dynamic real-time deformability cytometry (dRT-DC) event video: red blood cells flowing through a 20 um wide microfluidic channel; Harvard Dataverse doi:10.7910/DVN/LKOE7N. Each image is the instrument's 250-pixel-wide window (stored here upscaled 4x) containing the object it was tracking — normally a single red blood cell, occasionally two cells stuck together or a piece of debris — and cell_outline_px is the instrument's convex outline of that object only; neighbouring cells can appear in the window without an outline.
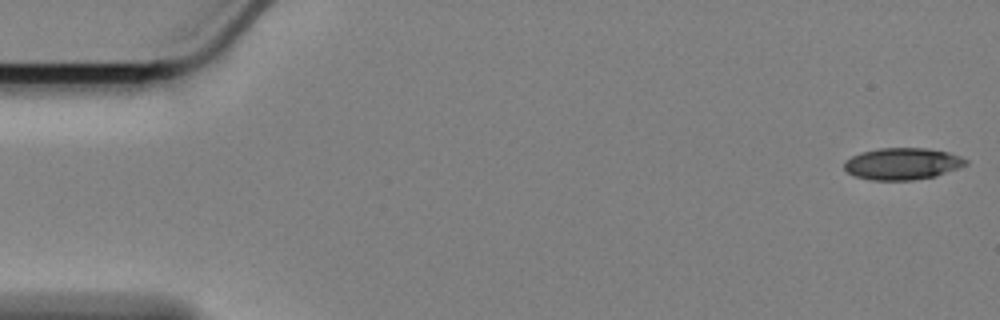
{"species": "Egyptian fruit bat (a non-hibernating species)", "species_latin": "Rousettus aegyptiacus", "temperature_condition": "cold", "stored_images_in_passage": 54, "camera_frame_rate_fps": 3000, "um_per_image_px": 0.085, "animal": {"sex": "female"}, "frame": {"image": 1, "passage_image": 1, "time_ms": 0.0, "image_size_px": [1000, 320], "cell_outline_px": [[968, 164], [936, 176], [912, 180], [872, 180], [856, 176], [848, 172], [844, 168], [844, 160], [860, 152], [880, 148], [928, 148], [948, 152], [960, 156], [968, 160]], "centroid_in_image_um": [76.7, 13.91], "position_along_channel_um": 8.3, "area_um2": 22.54}}
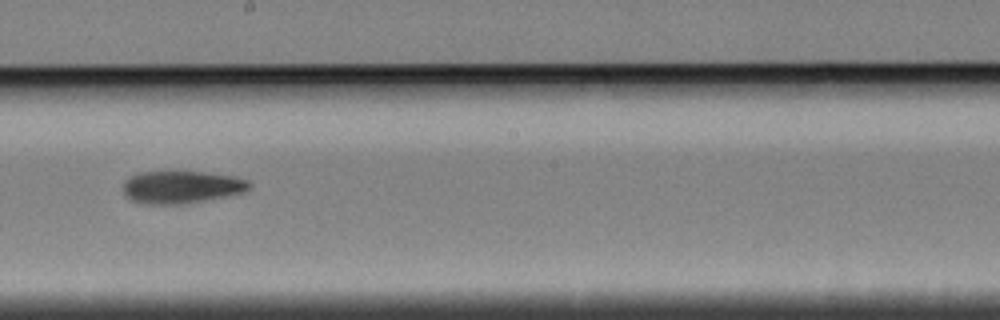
{"frame": {"image": 2, "passage_image": 32, "time_ms": 10.333, "image_size_px": [1000, 320], "cell_outline_px": [[252, 184], [244, 192], [204, 200], [180, 204], [148, 204], [132, 200], [124, 196], [124, 180], [128, 176], [140, 172], [204, 172], [232, 176], [248, 180]], "centroid_in_image_um": [15.39, 15.89], "position_along_channel_um": 232.8, "area_um2": 23.7}}
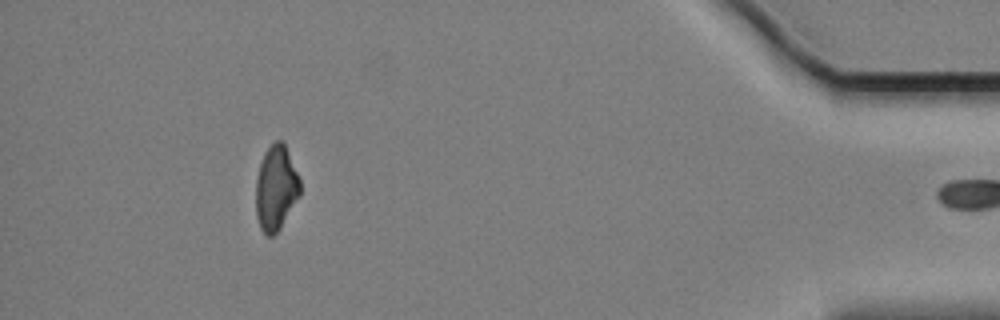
{"frame": {"image": 3, "passage_image": 53, "time_ms": 17.333, "image_size_px": [1000, 320], "cell_outline_px": [[300, 196], [280, 228], [272, 236], [264, 236], [260, 228], [256, 216], [256, 180], [260, 164], [264, 152], [276, 140], [280, 140], [284, 144], [300, 180]], "centroid_in_image_um": [23.44, 16.03], "position_along_channel_um": 411.8, "area_um2": 21.73}}